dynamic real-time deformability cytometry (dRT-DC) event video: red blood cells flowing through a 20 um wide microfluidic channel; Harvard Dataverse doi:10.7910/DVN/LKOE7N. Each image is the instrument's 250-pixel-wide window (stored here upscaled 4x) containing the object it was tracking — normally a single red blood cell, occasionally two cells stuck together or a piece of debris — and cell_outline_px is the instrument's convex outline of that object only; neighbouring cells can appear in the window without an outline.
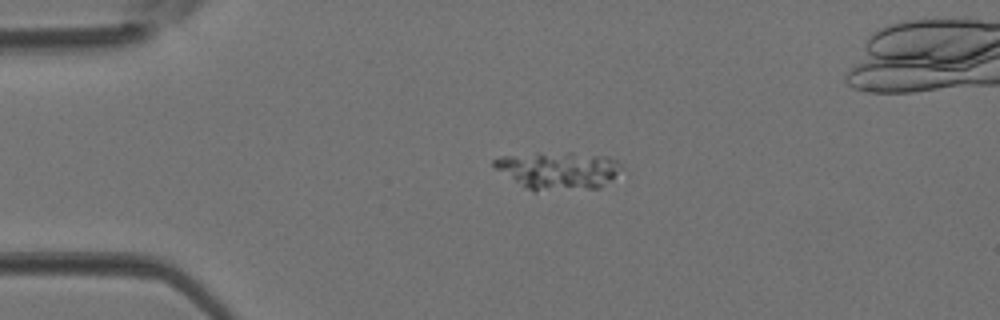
{"species": "Egyptian fruit bat (a non-hibernating species)", "species_latin": "Rousettus aegyptiacus", "temperature_condition": "room temperature", "stored_images_in_passage": 3, "camera_frame_rate_fps": 3000, "um_per_image_px": 0.085, "animal": {"sex": "female"}, "frame": {"image": 1, "passage_image": 1, "time_ms": 0.0, "image_size_px": [1000, 320], "cell_outline_px": [[624, 168], [600, 188], [536, 192], [532, 192], [496, 168], [492, 164], [492, 160], [500, 156], [536, 152], [572, 152], [608, 156], [616, 160]], "centroid_in_image_um": [47.46, 14.48], "position_along_channel_um": 37.5, "area_um2": 28.5}}